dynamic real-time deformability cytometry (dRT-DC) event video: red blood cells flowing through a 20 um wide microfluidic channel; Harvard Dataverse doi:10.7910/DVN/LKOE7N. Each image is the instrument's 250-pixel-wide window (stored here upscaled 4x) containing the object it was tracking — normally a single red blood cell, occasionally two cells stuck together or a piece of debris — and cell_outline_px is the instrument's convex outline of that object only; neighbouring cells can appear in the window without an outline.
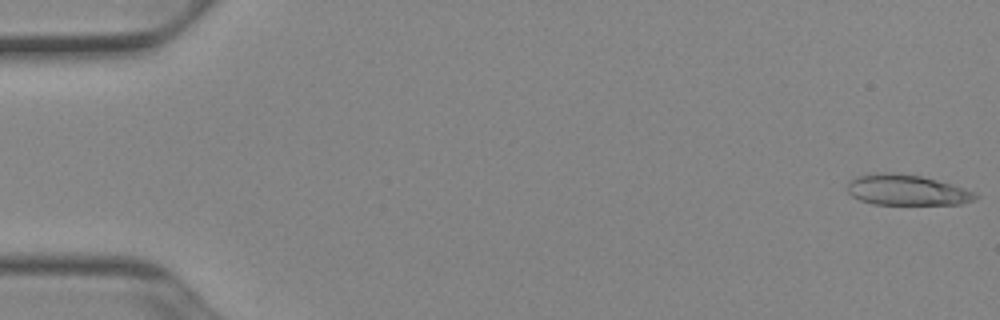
{"species": "Egyptian fruit bat (a non-hibernating species)", "species_latin": "Rousettus aegyptiacus", "temperature_condition": "cold", "stored_images_in_passage": 21, "camera_frame_rate_fps": 3000, "um_per_image_px": 0.085, "animal": {"sex": "female"}, "frame": {"image": 1, "passage_image": 1, "time_ms": 0.0, "image_size_px": [1000, 320], "cell_outline_px": [[980, 196], [976, 200], [960, 204], [872, 204], [860, 200], [852, 196], [848, 192], [848, 180], [856, 176], [872, 172], [896, 172], [920, 176], [952, 184], [964, 188]], "centroid_in_image_um": [77.04, 16.14], "position_along_channel_um": 8.0, "area_um2": 23.0}}
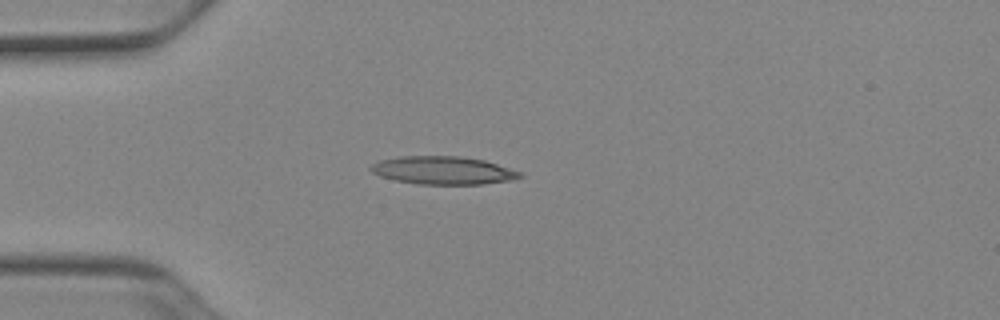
{"frame": {"image": 2, "passage_image": 14, "time_ms": 4.333, "image_size_px": [1000, 320], "cell_outline_px": [[524, 176], [512, 180], [480, 184], [416, 184], [396, 180], [380, 176], [372, 172], [368, 168], [372, 164], [380, 160], [400, 156], [460, 156], [484, 160], [524, 172]], "centroid_in_image_um": [37.69, 14.48], "position_along_channel_um": 47.3, "area_um2": 24.45}}
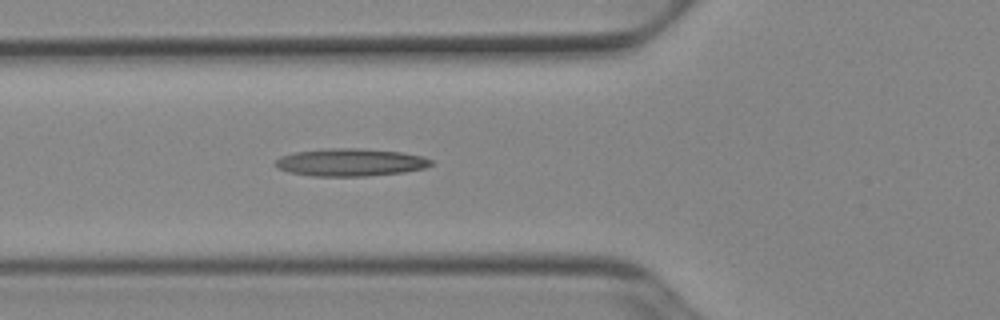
{"frame": {"image": 3, "passage_image": 19, "time_ms": 6.0, "image_size_px": [1000, 320], "cell_outline_px": [[432, 164], [424, 168], [404, 172], [368, 176], [312, 176], [288, 172], [276, 168], [272, 164], [280, 156], [296, 152], [324, 148], [360, 148], [400, 152], [424, 156], [432, 160]], "centroid_in_image_um": [29.75, 13.8], "position_along_channel_um": 96.1, "area_um2": 25.26}}